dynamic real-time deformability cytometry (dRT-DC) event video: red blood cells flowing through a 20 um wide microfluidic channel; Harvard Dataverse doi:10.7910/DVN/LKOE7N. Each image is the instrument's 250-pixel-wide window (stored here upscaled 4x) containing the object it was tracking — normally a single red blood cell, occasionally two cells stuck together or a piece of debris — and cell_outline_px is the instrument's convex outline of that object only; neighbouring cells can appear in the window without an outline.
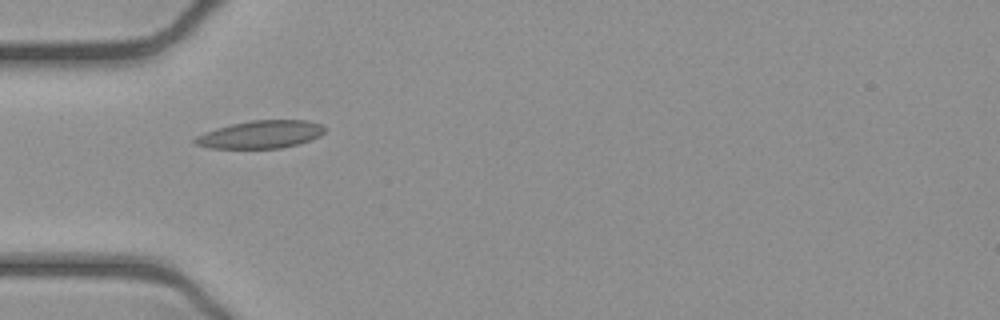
{"species": "common noctule bat (a hibernating species)", "species_latin": "Nyctalus noctula", "temperature_condition": "cold", "stored_images_in_passage": 37, "camera_frame_rate_fps": 3000, "um_per_image_px": 0.085, "animal": {"sex": "female", "body_mass_g": 21.9}, "frame": {"image": 1, "passage_image": 1, "time_ms": 0.0, "image_size_px": [1000, 320], "cell_outline_px": [[328, 128], [320, 136], [296, 144], [280, 148], [212, 148], [196, 144], [192, 140], [196, 136], [204, 132], [216, 128], [232, 124], [252, 120], [308, 120], [324, 124]], "centroid_in_image_um": [22.19, 11.41], "position_along_channel_um": 62.8, "area_um2": 20.98}}
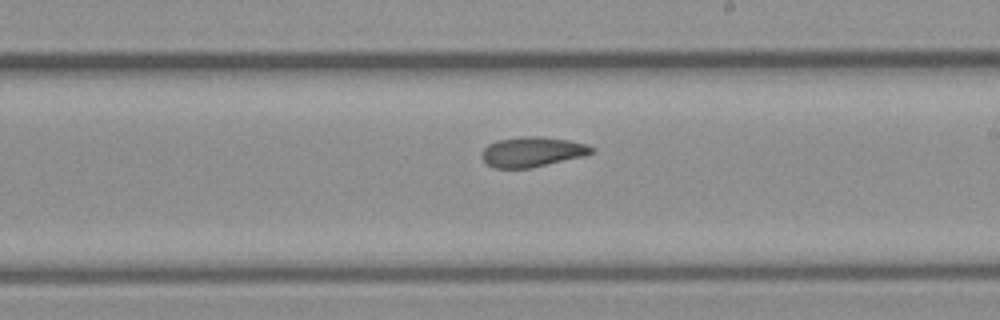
{"frame": {"image": 2, "passage_image": 15, "time_ms": 4.667, "image_size_px": [1000, 320], "cell_outline_px": [[596, 152], [584, 156], [532, 168], [496, 168], [488, 164], [480, 156], [480, 152], [488, 144], [496, 140], [524, 136], [540, 136], [568, 140], [588, 144], [596, 148]], "centroid_in_image_um": [45.27, 12.9], "position_along_channel_um": 243.7, "area_um2": 19.48}}
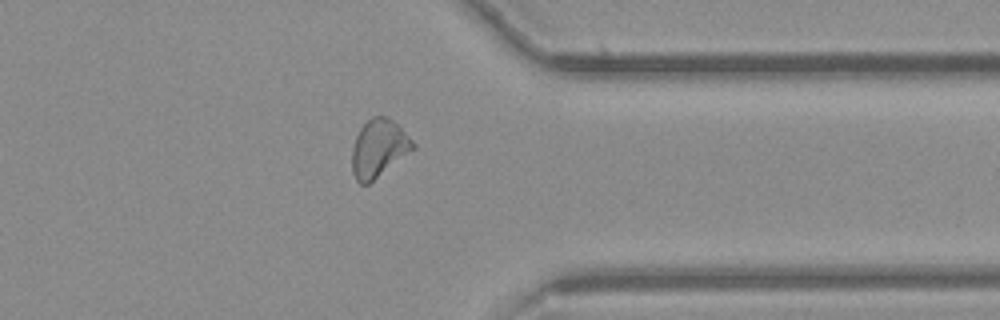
{"frame": {"image": 3, "passage_image": 26, "time_ms": 8.333, "image_size_px": [1000, 320], "cell_outline_px": [[416, 148], [368, 184], [360, 184], [356, 180], [352, 172], [352, 148], [356, 136], [360, 128], [372, 116], [388, 116], [416, 144]], "centroid_in_image_um": [32.18, 12.61], "position_along_channel_um": 379.2, "area_um2": 20.35}, "authors_computed_cell_mechanics": {"area_um2": 19.8254, "velocity_mm_per_s": 3.8893, "shape_relaxation_time_tau1_ms": null, "shape_relaxation_time_tau2_ms": 3.7544, "deformation_change_tau1": null, "deformation_change_tau2": 0.1052}}